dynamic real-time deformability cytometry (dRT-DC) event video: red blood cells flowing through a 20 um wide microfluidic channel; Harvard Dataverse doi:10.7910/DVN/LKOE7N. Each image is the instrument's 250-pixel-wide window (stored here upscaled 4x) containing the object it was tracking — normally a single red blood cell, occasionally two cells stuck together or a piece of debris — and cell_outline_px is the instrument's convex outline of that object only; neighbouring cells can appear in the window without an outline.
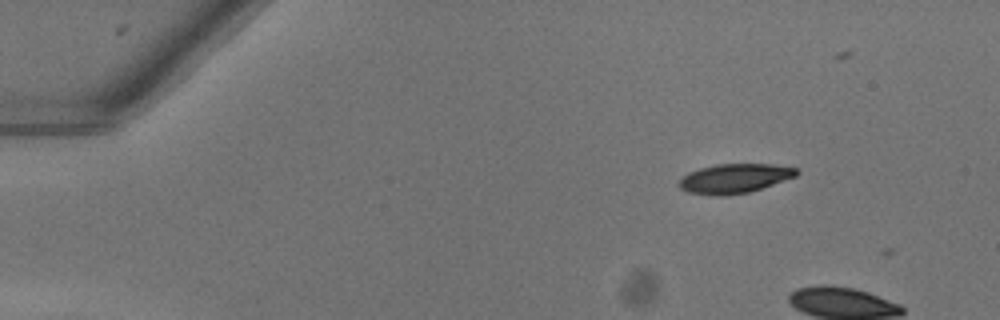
{"species": "common noctule bat (a hibernating species)", "species_latin": "Nyctalus noctula", "temperature_condition": "warm", "stored_images_in_passage": 5, "camera_frame_rate_fps": 3000, "um_per_image_px": 0.085, "animal": {"sex": "female"}, "frame": {"image": 1, "passage_image": 2, "time_ms": 0.333, "image_size_px": [1000, 320], "cell_outline_px": [[800, 172], [796, 176], [748, 192], [724, 196], [716, 196], [688, 192], [680, 188], [680, 180], [688, 172], [700, 168], [716, 164], [772, 164], [796, 168]], "centroid_in_image_um": [62.43, 15.16], "position_along_channel_um": 22.6, "area_um2": 19.88}}